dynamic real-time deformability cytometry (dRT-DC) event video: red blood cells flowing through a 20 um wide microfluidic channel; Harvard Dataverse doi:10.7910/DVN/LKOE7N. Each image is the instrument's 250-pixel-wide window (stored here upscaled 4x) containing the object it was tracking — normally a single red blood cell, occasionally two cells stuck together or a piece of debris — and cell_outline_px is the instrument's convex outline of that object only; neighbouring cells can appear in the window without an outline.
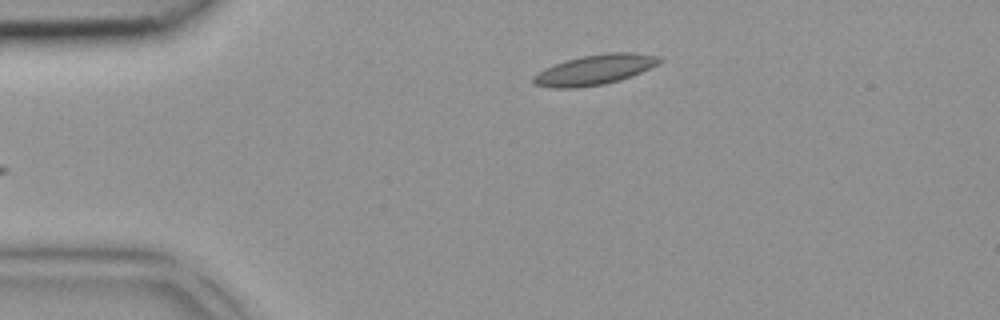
{"species": "common noctule bat (a hibernating species)", "species_latin": "Nyctalus noctula", "temperature_condition": "room temperature", "stored_images_in_passage": 4, "camera_frame_rate_fps": 3000, "um_per_image_px": 0.085, "animal": {"sex": "female", "body_mass_g": 18.4}, "frame": {"image": 1, "passage_image": 4, "time_ms": 1.0, "image_size_px": [1000, 320], "cell_outline_px": [[664, 60], [632, 76], [620, 80], [604, 84], [576, 88], [552, 88], [536, 84], [532, 80], [532, 76], [544, 68], [568, 60], [584, 56], [608, 52], [632, 52], [660, 56]], "centroid_in_image_um": [50.56, 5.93], "position_along_channel_um": 34.4, "area_um2": 21.91}}